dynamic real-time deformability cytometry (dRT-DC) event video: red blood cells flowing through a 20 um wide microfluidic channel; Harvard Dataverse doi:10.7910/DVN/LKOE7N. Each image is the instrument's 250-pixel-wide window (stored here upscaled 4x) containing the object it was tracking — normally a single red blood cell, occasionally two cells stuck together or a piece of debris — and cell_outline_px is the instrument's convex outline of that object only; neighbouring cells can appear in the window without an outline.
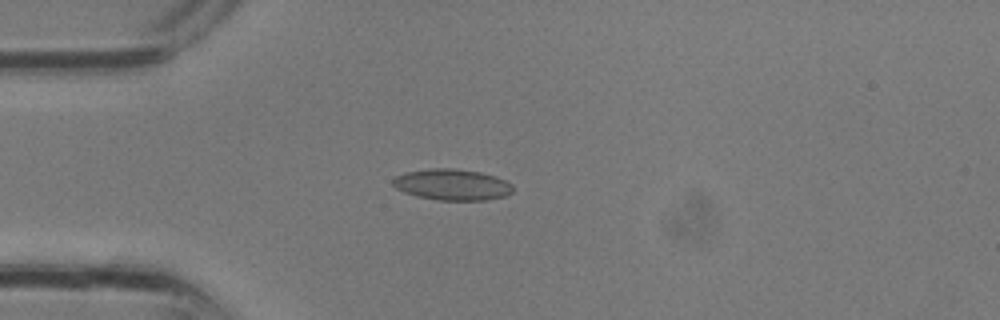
{"species": "common noctule bat (a hibernating species)", "species_latin": "Nyctalus noctula", "temperature_condition": "room temperature", "stored_images_in_passage": 1, "camera_frame_rate_fps": 3000, "um_per_image_px": 0.085, "animal": {"sex": "male", "body_mass_g": 13.3}, "frame": {"image": 1, "passage_image": 1, "time_ms": 0.0, "image_size_px": [1000, 320], "cell_outline_px": [[512, 192], [504, 196], [484, 200], [436, 200], [416, 196], [404, 192], [396, 188], [392, 184], [392, 180], [396, 176], [404, 172], [428, 168], [456, 168], [480, 172], [496, 176], [512, 184]], "centroid_in_image_um": [38.4, 15.68], "position_along_channel_um": 46.6, "area_um2": 21.91}}